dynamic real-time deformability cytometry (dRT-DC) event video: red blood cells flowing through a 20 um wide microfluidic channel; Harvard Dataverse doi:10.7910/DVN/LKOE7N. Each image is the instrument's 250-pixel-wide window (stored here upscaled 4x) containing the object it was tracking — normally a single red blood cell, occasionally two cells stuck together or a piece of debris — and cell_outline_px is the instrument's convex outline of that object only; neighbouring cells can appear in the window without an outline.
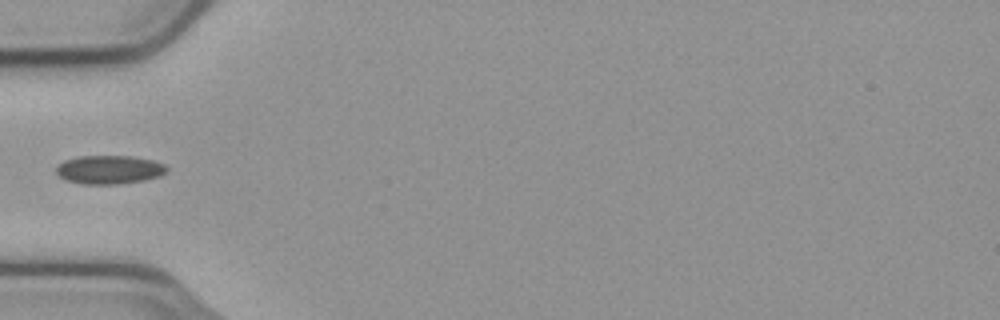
{"species": "common noctule bat (a hibernating species)", "species_latin": "Nyctalus noctula", "temperature_condition": "cold", "stored_images_in_passage": 38, "camera_frame_rate_fps": 3000, "um_per_image_px": 0.085, "animal": {"sex": "male", "body_mass_g": 23.1, "forearm_length_mm": 52.7}, "frame": {"image": 1, "passage_image": 1, "time_ms": 0.0, "image_size_px": [1000, 320], "cell_outline_px": [[168, 168], [160, 176], [144, 180], [116, 184], [80, 184], [64, 180], [56, 172], [56, 168], [64, 160], [80, 156], [128, 156], [152, 160], [164, 164]], "centroid_in_image_um": [9.26, 14.42], "position_along_channel_um": 75.7, "area_um2": 18.32}}
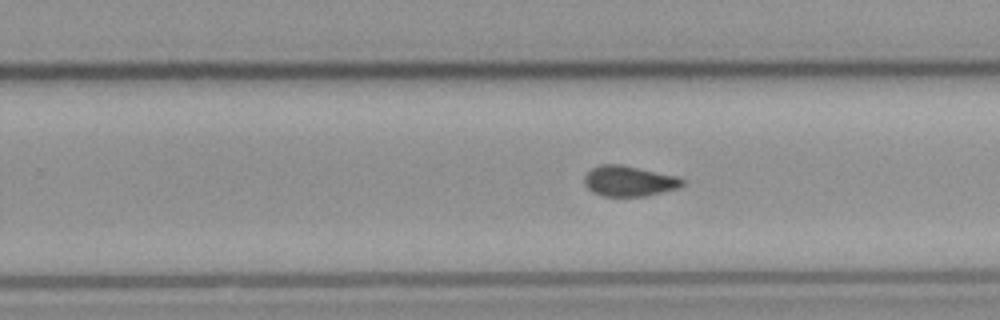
{"frame": {"image": 2, "passage_image": 17, "time_ms": 5.333, "image_size_px": [1000, 320], "cell_outline_px": [[684, 184], [680, 188], [648, 196], [604, 196], [592, 192], [584, 184], [584, 176], [592, 168], [600, 164], [620, 164], [676, 176], [684, 180]], "centroid_in_image_um": [53.47, 15.4], "position_along_channel_um": 276.3, "area_um2": 17.46}}
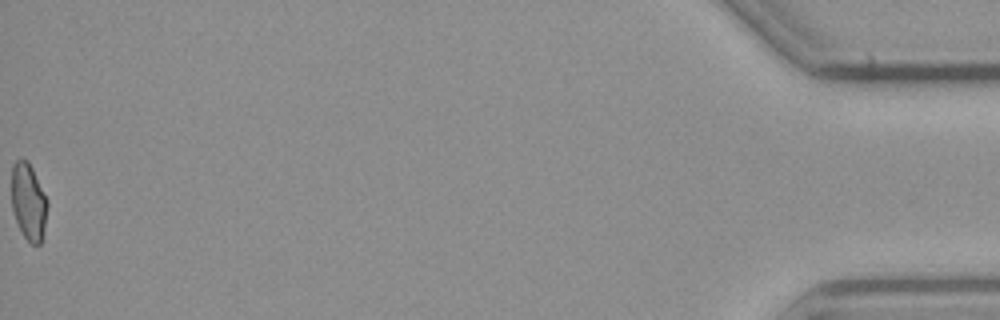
{"frame": {"image": 3, "passage_image": 38, "time_ms": 12.333, "image_size_px": [1000, 320], "cell_outline_px": [[48, 204], [44, 236], [40, 244], [32, 244], [24, 236], [16, 220], [12, 208], [12, 164], [16, 160], [28, 160], [48, 200]], "centroid_in_image_um": [2.44, 17.16], "position_along_channel_um": 432.8, "area_um2": 16.07}}